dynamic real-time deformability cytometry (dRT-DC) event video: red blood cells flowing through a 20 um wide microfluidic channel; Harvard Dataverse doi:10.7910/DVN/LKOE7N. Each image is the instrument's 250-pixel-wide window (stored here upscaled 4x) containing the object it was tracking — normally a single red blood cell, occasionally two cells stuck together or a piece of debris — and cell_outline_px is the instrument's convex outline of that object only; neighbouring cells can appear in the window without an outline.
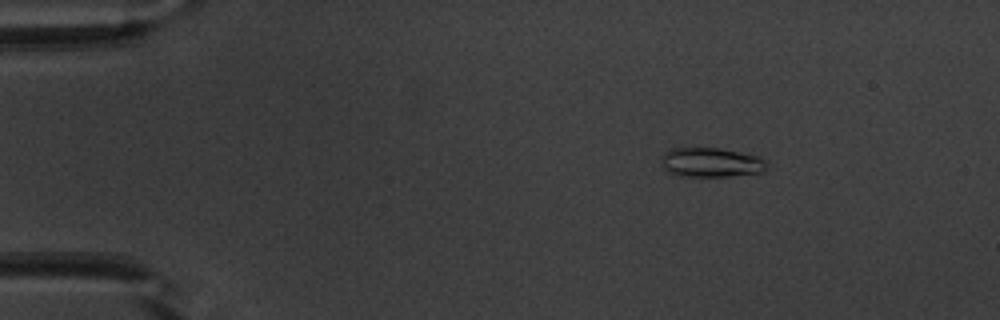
{"species": "common noctule bat (a hibernating species)", "species_latin": "Nyctalus noctula", "temperature_condition": "warm", "stored_images_in_passage": 49, "camera_frame_rate_fps": 3000, "um_per_image_px": 0.085, "animal": {"sex": "male", "body_mass_g": 20.1, "forearm_length_mm": 53.5}, "frame": {"image": 1, "passage_image": 6, "time_ms": 1.667, "image_size_px": [1000, 320], "cell_outline_px": [[768, 168], [764, 172], [728, 176], [680, 176], [668, 172], [664, 168], [664, 152], [672, 148], [716, 148], [760, 156], [768, 164]], "centroid_in_image_um": [60.5, 13.81], "position_along_channel_um": 24.5, "area_um2": 17.92}}
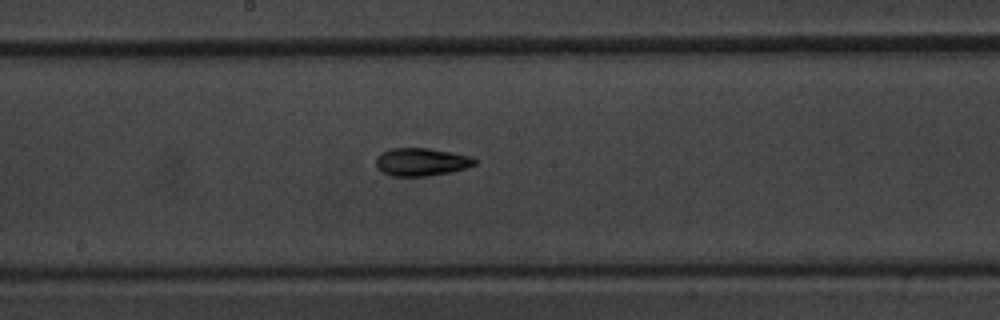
{"frame": {"image": 2, "passage_image": 26, "time_ms": 8.333, "image_size_px": [1000, 320], "cell_outline_px": [[476, 164], [464, 168], [448, 172], [428, 176], [392, 176], [376, 168], [376, 156], [380, 152], [392, 148], [428, 148], [452, 152], [472, 156], [476, 160]], "centroid_in_image_um": [35.78, 13.75], "position_along_channel_um": 212.4, "area_um2": 16.07}}
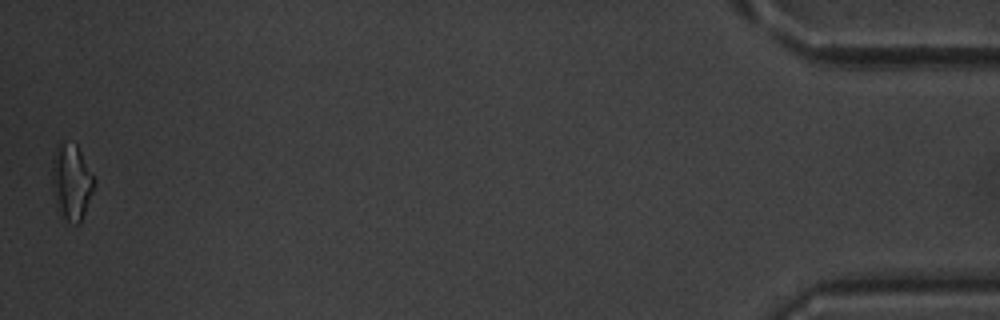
{"frame": {"image": 3, "passage_image": 49, "time_ms": 16.0, "image_size_px": [1000, 320], "cell_outline_px": [[96, 180], [92, 192], [80, 224], [76, 224], [68, 220], [64, 216], [52, 192], [52, 160], [56, 148], [60, 144], [76, 144]], "centroid_in_image_um": [6.09, 15.45], "position_along_channel_um": 429.1, "area_um2": 17.98}, "authors_computed_cell_mechanics": {"area_um2": 16.0106, "velocity_mm_per_s": 3.9848, "shape_relaxation_time_tau1_ms": 6.7297, "shape_relaxation_time_tau2_ms": 5.4344, "deformation_change_tau1": 0.1848, "deformation_change_tau2": 0.1326}}